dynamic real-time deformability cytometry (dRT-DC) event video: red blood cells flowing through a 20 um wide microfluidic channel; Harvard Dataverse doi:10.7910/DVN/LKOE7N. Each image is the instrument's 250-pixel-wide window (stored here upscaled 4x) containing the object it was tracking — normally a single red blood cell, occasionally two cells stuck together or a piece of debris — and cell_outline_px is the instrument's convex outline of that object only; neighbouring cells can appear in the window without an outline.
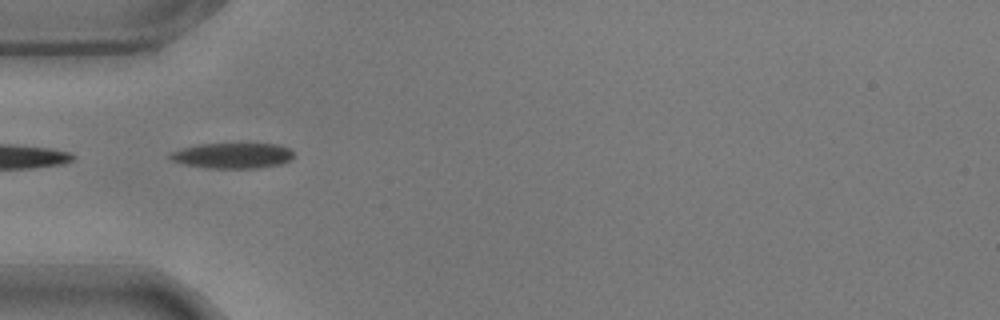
{"species": "common noctule bat (a hibernating species)", "species_latin": "Nyctalus noctula", "temperature_condition": "warm", "stored_images_in_passage": 30, "camera_frame_rate_fps": 3000, "um_per_image_px": 0.085, "animal": {"sex": "male", "body_mass_g": 17.9}, "frame": {"image": 1, "passage_image": 1, "time_ms": 0.0, "image_size_px": [1000, 320], "cell_outline_px": [[296, 156], [292, 160], [280, 164], [260, 168], [208, 168], [184, 164], [172, 160], [168, 156], [172, 152], [184, 148], [200, 144], [280, 144], [288, 148]], "centroid_in_image_um": [19.83, 13.23], "position_along_channel_um": 65.2, "area_um2": 18.32}}
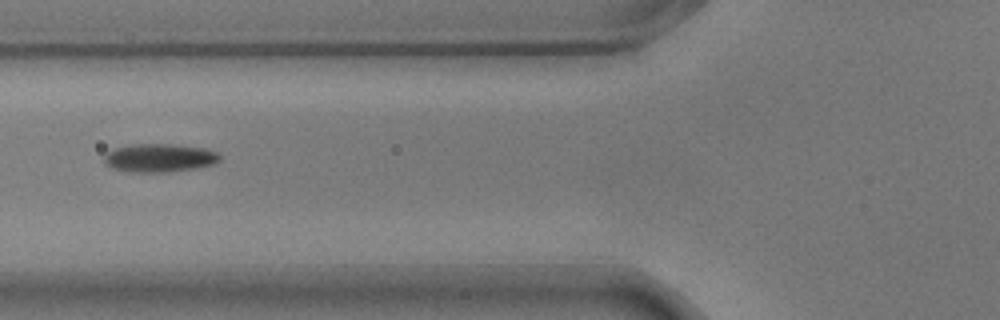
{"frame": {"image": 2, "passage_image": 5, "time_ms": 1.333, "image_size_px": [1000, 320], "cell_outline_px": [[220, 160], [212, 164], [196, 168], [164, 172], [132, 172], [112, 168], [104, 164], [104, 156], [108, 152], [116, 148], [132, 144], [172, 144], [204, 148], [216, 152], [220, 156]], "centroid_in_image_um": [13.53, 13.42], "position_along_channel_um": 112.3, "area_um2": 18.96}}
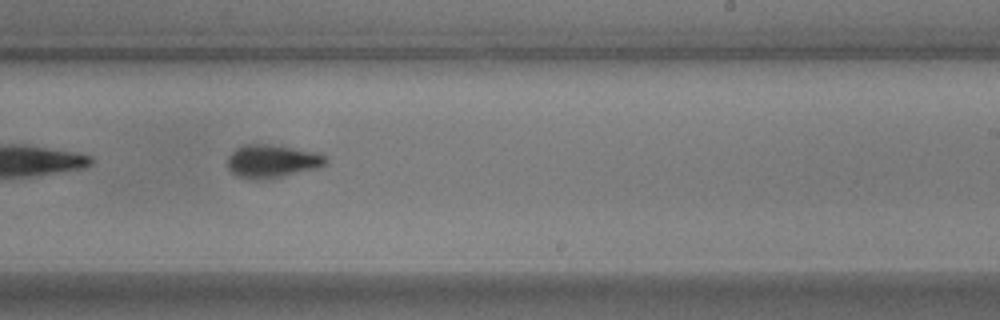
{"frame": {"image": 3, "passage_image": 18, "time_ms": 5.667, "image_size_px": [1000, 320], "cell_outline_px": [[328, 160], [320, 168], [280, 176], [236, 176], [228, 168], [228, 156], [236, 148], [244, 144], [268, 144], [292, 148], [312, 152], [328, 156]], "centroid_in_image_um": [23.15, 13.65], "position_along_channel_um": 265.8, "area_um2": 18.09}, "authors_computed_cell_mechanics": {"area_um2": 18.8428, "velocity_mm_per_s": 3.5521, "shape_relaxation_time_tau1_ms": 3.0955, "shape_relaxation_time_tau2_ms": 6.5742, "deformation_change_tau1": 0.1471, "deformation_change_tau2": 0.154}}